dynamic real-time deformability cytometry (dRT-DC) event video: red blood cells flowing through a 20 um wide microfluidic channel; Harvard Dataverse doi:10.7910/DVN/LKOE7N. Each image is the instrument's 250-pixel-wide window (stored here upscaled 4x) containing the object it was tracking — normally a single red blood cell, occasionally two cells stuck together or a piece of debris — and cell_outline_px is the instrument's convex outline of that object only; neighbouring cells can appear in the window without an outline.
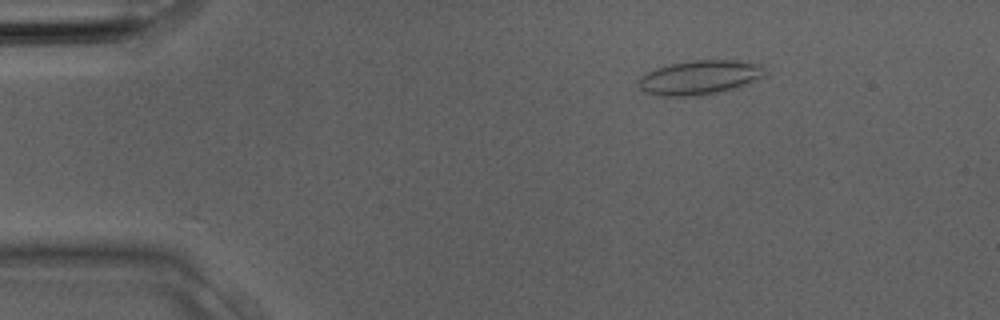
{"species": "Egyptian fruit bat (a non-hibernating species)", "species_latin": "Rousettus aegyptiacus", "temperature_condition": "room temperature", "stored_images_in_passage": 11, "camera_frame_rate_fps": 3000, "um_per_image_px": 0.085, "animal": {"sex": "male"}, "frame": {"image": 1, "passage_image": 4, "time_ms": 1.0, "image_size_px": [1000, 320], "cell_outline_px": [[764, 76], [736, 88], [700, 96], [664, 96], [644, 92], [636, 84], [636, 80], [644, 72], [656, 68], [672, 64], [692, 60], [732, 60], [760, 64], [764, 68]], "centroid_in_image_um": [59.4, 6.59], "position_along_channel_um": 25.6, "area_um2": 25.32}}